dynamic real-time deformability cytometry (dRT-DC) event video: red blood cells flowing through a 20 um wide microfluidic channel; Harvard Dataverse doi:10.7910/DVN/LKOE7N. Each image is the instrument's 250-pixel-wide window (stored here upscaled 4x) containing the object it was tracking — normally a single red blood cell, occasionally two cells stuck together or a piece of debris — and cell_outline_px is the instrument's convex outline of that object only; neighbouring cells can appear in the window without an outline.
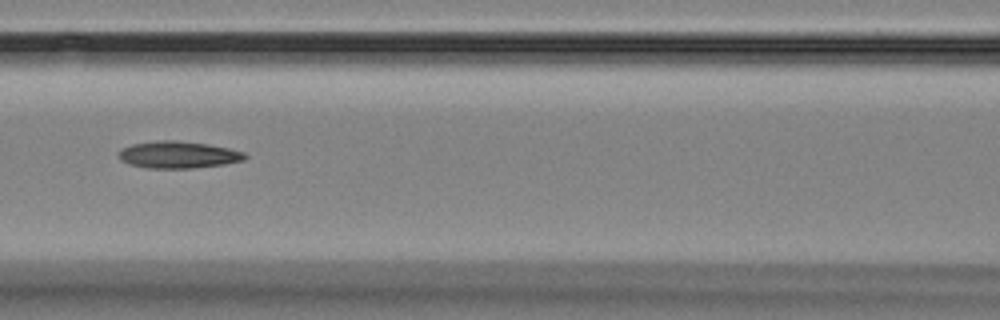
{"species": "Egyptian fruit bat (a non-hibernating species)", "species_latin": "Rousettus aegyptiacus", "temperature_condition": "room temperature", "stored_images_in_passage": 9, "camera_frame_rate_fps": 3000, "um_per_image_px": 0.085, "animal": {"sex": "female"}, "frame": {"image": 1, "passage_image": 8, "time_ms": 8.0, "image_size_px": [1000, 320], "cell_outline_px": [[248, 156], [244, 160], [224, 164], [192, 168], [148, 168], [128, 164], [120, 160], [120, 148], [132, 144], [160, 140], [176, 140], [208, 144], [228, 148], [244, 152]], "centroid_in_image_um": [15.15, 13.15], "position_along_channel_um": 151.5, "area_um2": 19.83}}
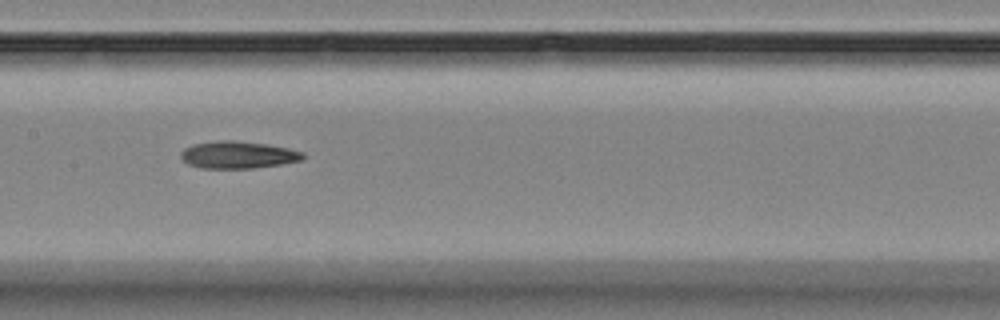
{"frame": {"image": 2, "passage_image": 9, "time_ms": 9.0, "image_size_px": [1000, 320], "cell_outline_px": [[304, 156], [300, 160], [280, 164], [252, 168], [200, 168], [188, 164], [180, 156], [180, 152], [184, 148], [192, 144], [216, 140], [236, 140], [264, 144], [288, 148], [304, 152]], "centroid_in_image_um": [20.17, 13.15], "position_along_channel_um": 187.2, "area_um2": 19.31}}